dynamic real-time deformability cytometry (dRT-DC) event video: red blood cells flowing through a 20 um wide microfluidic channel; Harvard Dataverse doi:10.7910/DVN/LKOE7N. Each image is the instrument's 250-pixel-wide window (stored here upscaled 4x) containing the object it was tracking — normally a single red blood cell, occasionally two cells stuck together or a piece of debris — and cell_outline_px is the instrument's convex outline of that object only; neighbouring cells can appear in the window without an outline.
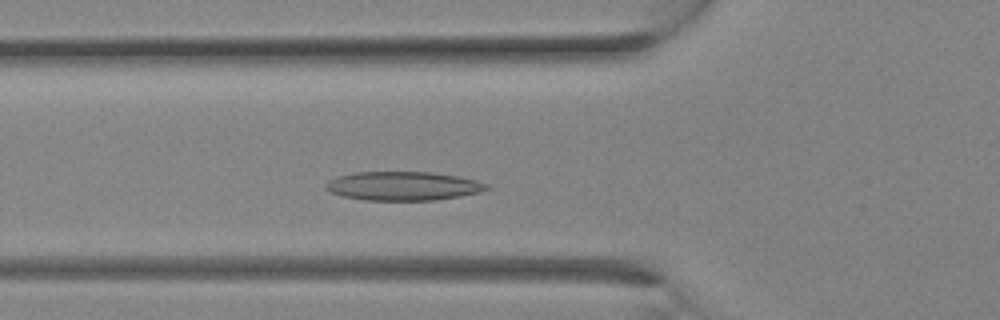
{"species": "Egyptian fruit bat (a non-hibernating species)", "species_latin": "Rousettus aegyptiacus", "temperature_condition": "room temperature", "stored_images_in_passage": 18, "camera_frame_rate_fps": 3000, "um_per_image_px": 0.085, "animal": {"sex": "female"}, "frame": {"image": 1, "passage_image": 7, "time_ms": 2.0, "image_size_px": [1000, 320], "cell_outline_px": [[492, 188], [480, 192], [460, 196], [436, 200], [364, 200], [344, 196], [332, 192], [324, 188], [324, 184], [328, 180], [336, 176], [356, 172], [428, 172], [456, 176], [476, 180], [488, 184]], "centroid_in_image_um": [34.26, 15.81], "position_along_channel_um": 91.5, "area_um2": 27.05}}
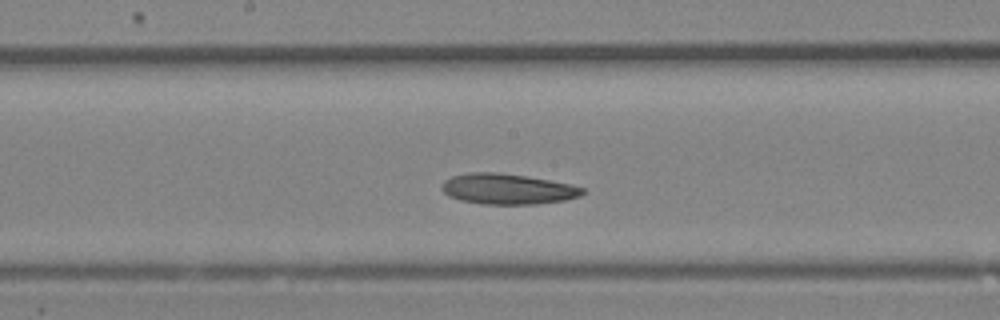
{"frame": {"image": 2, "passage_image": 12, "time_ms": 3.667, "image_size_px": [1000, 320], "cell_outline_px": [[584, 192], [580, 196], [564, 200], [536, 204], [480, 204], [460, 200], [448, 196], [440, 188], [440, 184], [444, 180], [452, 176], [468, 172], [496, 172], [528, 176], [568, 184], [584, 188]], "centroid_in_image_um": [43.08, 16.06], "position_along_channel_um": 205.1, "area_um2": 25.14}}
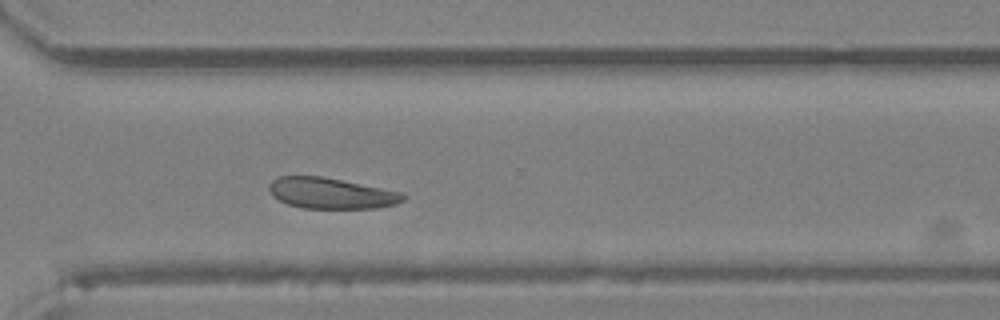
{"frame": {"image": 3, "passage_image": 18, "time_ms": 5.667, "image_size_px": [1000, 320], "cell_outline_px": [[408, 196], [404, 200], [396, 204], [376, 208], [304, 208], [288, 204], [272, 196], [268, 192], [268, 184], [276, 176], [320, 176], [404, 192]], "centroid_in_image_um": [28.14, 16.42], "position_along_channel_um": 342.5, "area_um2": 24.28}}